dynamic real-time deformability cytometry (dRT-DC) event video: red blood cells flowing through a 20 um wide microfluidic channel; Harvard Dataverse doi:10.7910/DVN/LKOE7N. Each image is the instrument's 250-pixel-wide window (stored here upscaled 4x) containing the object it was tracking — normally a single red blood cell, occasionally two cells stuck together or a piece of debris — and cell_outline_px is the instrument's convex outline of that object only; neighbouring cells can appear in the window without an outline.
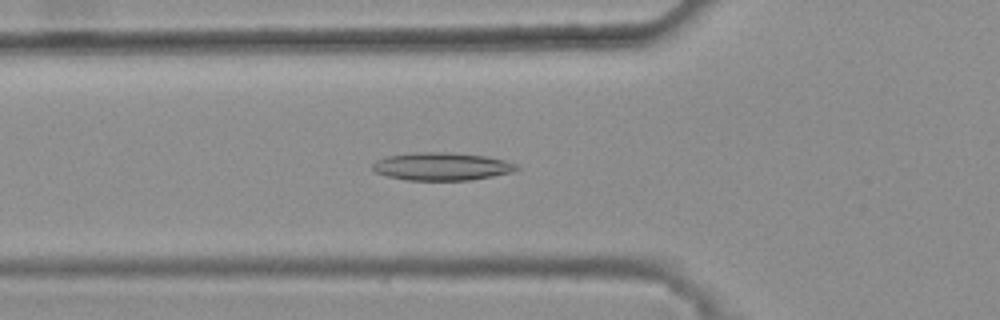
{"species": "common noctule bat (a hibernating species)", "species_latin": "Nyctalus noctula", "temperature_condition": "warm", "stored_images_in_passage": 45, "camera_frame_rate_fps": 3000, "um_per_image_px": 0.085, "animal": {"sex": "female", "body_mass_g": 25.1}, "frame": {"image": 1, "passage_image": 18, "time_ms": 5.667, "image_size_px": [1000, 320], "cell_outline_px": [[520, 168], [512, 172], [492, 176], [468, 180], [404, 180], [388, 176], [376, 172], [372, 168], [372, 164], [376, 160], [388, 156], [412, 152], [444, 152], [484, 156], [504, 160], [516, 164]], "centroid_in_image_um": [37.52, 14.15], "position_along_channel_um": 88.3, "area_um2": 23.24}}
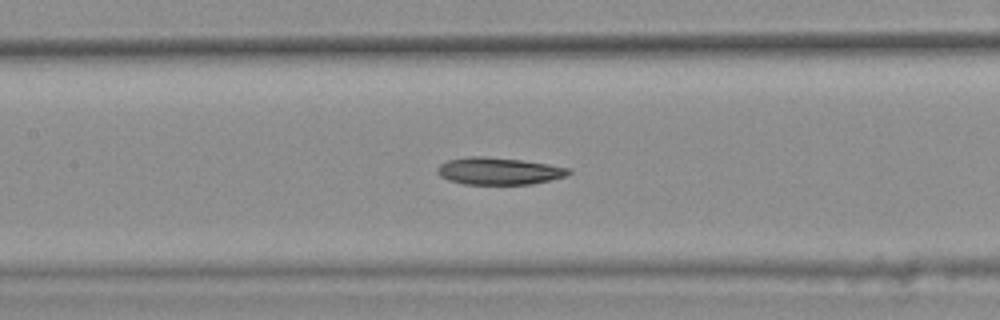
{"frame": {"image": 2, "passage_image": 24, "time_ms": 7.667, "image_size_px": [1000, 320], "cell_outline_px": [[572, 172], [564, 176], [532, 184], [464, 184], [448, 180], [440, 176], [436, 172], [436, 168], [440, 164], [448, 160], [468, 156], [484, 156], [520, 160], [548, 164], [572, 168]], "centroid_in_image_um": [42.37, 14.53], "position_along_channel_um": 165.0, "area_um2": 20.75}}
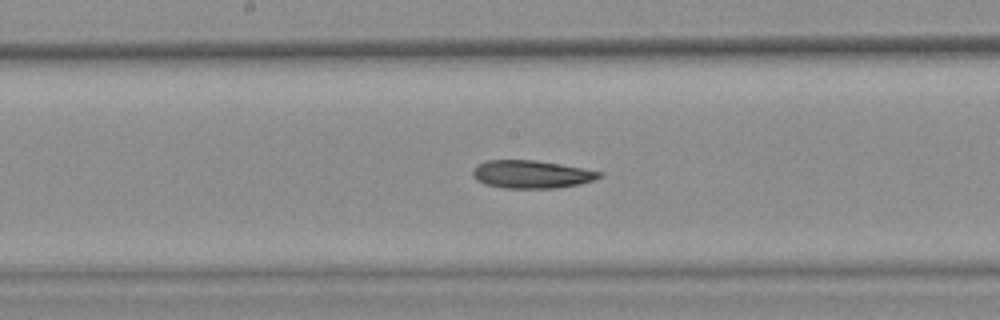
{"frame": {"image": 3, "passage_image": 27, "time_ms": 8.667, "image_size_px": [1000, 320], "cell_outline_px": [[604, 172], [600, 176], [592, 180], [580, 184], [556, 188], [504, 188], [484, 184], [476, 180], [472, 176], [472, 168], [476, 164], [488, 160], [536, 160], [584, 168]], "centroid_in_image_um": [45.13, 14.81], "position_along_channel_um": 203.1, "area_um2": 20.75}, "authors_computed_cell_mechanics": {"area_um2": 21.2704, "velocity_mm_per_s": 3.8233, "shape_relaxation_time_tau1_ms": null, "shape_relaxation_time_tau2_ms": 8.1154, "deformation_change_tau1": null, "deformation_change_tau2": 0.1794}}